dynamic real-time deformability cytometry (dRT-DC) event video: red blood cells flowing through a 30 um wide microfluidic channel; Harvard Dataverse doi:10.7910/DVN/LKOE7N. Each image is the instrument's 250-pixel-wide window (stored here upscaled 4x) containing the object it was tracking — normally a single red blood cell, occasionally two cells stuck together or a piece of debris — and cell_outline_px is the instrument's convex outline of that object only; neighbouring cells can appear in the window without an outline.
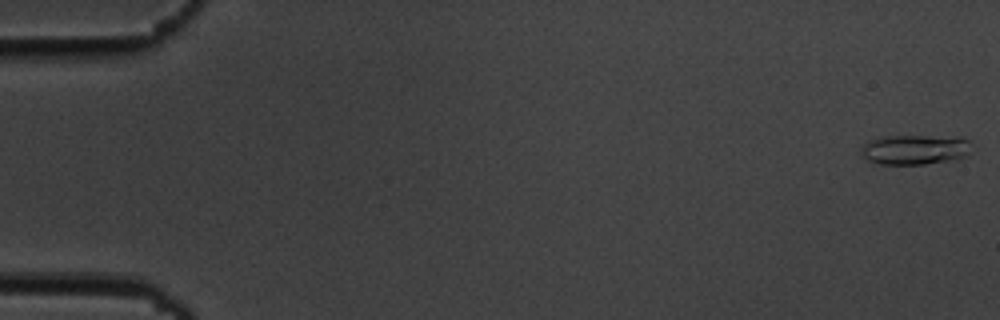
{"species": "common noctule bat (a hibernating species)", "species_latin": "Nyctalus noctula", "temperature_condition": "cold", "stored_images_in_passage": 55, "camera_frame_rate_fps": 3000, "um_per_image_px": 0.085, "animal": {"sex": "male", "body_mass_g": 19.5, "forearm_length_mm": 54.6}, "frame": {"image": 1, "passage_image": 1, "time_ms": 0.0, "image_size_px": [1000, 320], "cell_outline_px": [[968, 156], [956, 160], [924, 164], [880, 164], [868, 160], [864, 156], [864, 144], [872, 140], [884, 136], [924, 136], [968, 140]], "centroid_in_image_um": [77.76, 12.74], "position_along_channel_um": 7.2, "area_um2": 18.55}}
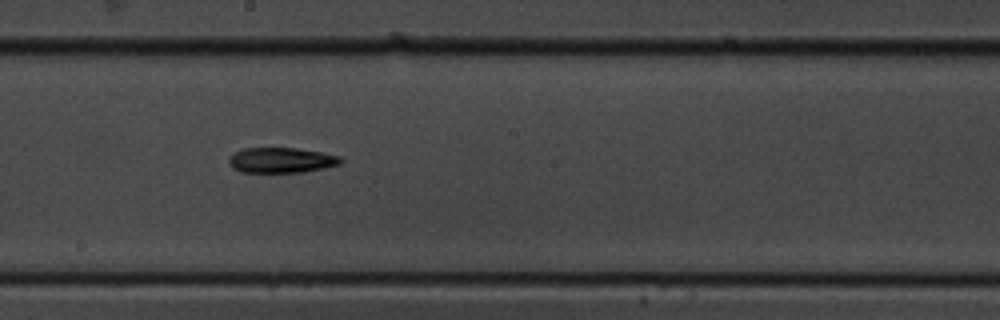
{"frame": {"image": 2, "passage_image": 31, "time_ms": 10.0, "image_size_px": [1000, 320], "cell_outline_px": [[344, 160], [340, 164], [324, 168], [304, 172], [240, 172], [232, 168], [228, 164], [228, 156], [244, 148], [296, 148], [320, 152], [340, 156]], "centroid_in_image_um": [23.89, 13.62], "position_along_channel_um": 224.3, "area_um2": 16.59}}
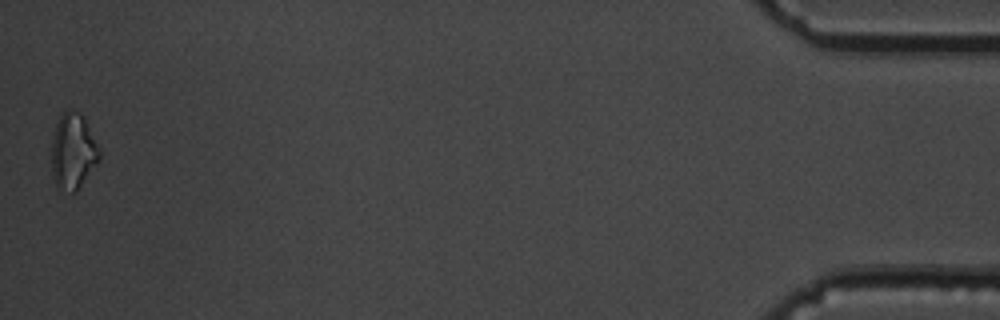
{"frame": {"image": 3, "passage_image": 55, "time_ms": 18.0, "image_size_px": [1000, 320], "cell_outline_px": [[100, 160], [76, 192], [72, 192], [56, 188], [52, 176], [52, 140], [56, 124], [60, 116], [68, 108], [72, 108], [80, 112], [84, 116], [100, 152]], "centroid_in_image_um": [6.2, 12.86], "position_along_channel_um": 429.0, "area_um2": 21.27}, "authors_computed_cell_mechanics": {"area_um2": 16.5886, "velocity_mm_per_s": 3.66, "shape_relaxation_time_tau1_ms": 4.6157, "shape_relaxation_time_tau2_ms": null, "deformation_change_tau1": 0.1587, "deformation_change_tau2": null}}